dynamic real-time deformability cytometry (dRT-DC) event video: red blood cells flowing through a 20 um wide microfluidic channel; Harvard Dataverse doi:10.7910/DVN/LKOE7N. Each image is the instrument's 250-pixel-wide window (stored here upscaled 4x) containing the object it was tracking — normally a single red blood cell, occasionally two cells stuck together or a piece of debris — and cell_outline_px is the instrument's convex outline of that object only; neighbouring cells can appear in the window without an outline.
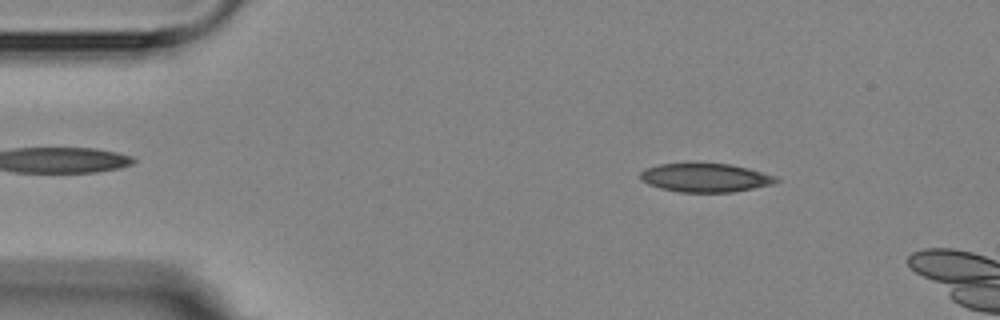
{"species": "Egyptian fruit bat (a non-hibernating species)", "species_latin": "Rousettus aegyptiacus", "temperature_condition": "room temperature", "stored_images_in_passage": 3, "camera_frame_rate_fps": 3000, "um_per_image_px": 0.085, "animal": {"sex": "female"}, "frame": {"image": 1, "passage_image": 1, "time_ms": 0.0, "image_size_px": [1000, 320], "cell_outline_px": [[780, 180], [772, 184], [732, 192], [680, 192], [660, 188], [648, 184], [640, 180], [640, 172], [644, 168], [660, 164], [692, 160], [696, 160], [728, 164], [748, 168], [776, 176]], "centroid_in_image_um": [59.88, 15.05], "position_along_channel_um": 25.1, "area_um2": 23.52}}